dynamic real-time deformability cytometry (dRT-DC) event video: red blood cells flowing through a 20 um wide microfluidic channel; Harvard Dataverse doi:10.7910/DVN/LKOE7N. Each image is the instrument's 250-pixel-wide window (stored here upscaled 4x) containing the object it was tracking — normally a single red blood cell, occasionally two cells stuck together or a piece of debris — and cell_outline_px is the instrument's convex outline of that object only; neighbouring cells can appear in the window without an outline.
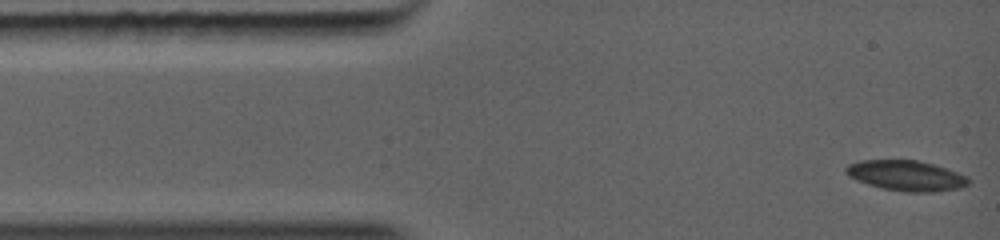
{"species": "common noctule bat (a hibernating species)", "species_latin": "Nyctalus noctula", "temperature_condition": "warm", "stored_images_in_passage": 10, "camera_frame_rate_fps": 5000, "um_per_image_px": 0.085, "animal": {"sex": "female", "body_mass_g": 19.0, "forearm_length_mm": 56.7}, "frame": {"image": 1, "passage_image": 1, "time_ms": 0.0, "image_size_px": [1000, 240], "cell_outline_px": [[972, 180], [968, 184], [960, 188], [932, 192], [904, 192], [884, 188], [868, 184], [856, 180], [848, 176], [844, 172], [844, 168], [848, 164], [860, 160], [916, 160], [932, 164], [968, 176]], "centroid_in_image_um": [77.01, 14.93], "position_along_channel_um": 8.0, "area_um2": 21.68}}
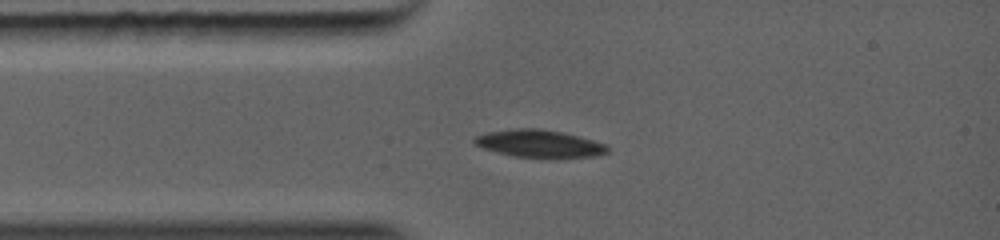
{"frame": {"image": 2, "passage_image": 6, "time_ms": 2.0, "image_size_px": [1000, 240], "cell_outline_px": [[612, 152], [600, 156], [564, 160], [540, 160], [512, 156], [480, 148], [472, 144], [472, 140], [480, 136], [496, 132], [556, 132], [604, 144], [612, 148]], "centroid_in_image_um": [45.99, 12.38], "position_along_channel_um": 39.0, "area_um2": 20.75}}
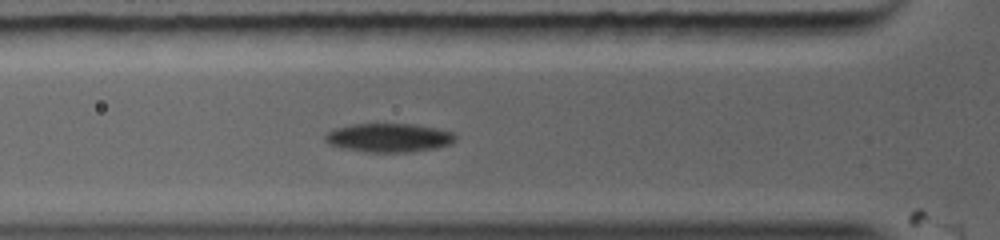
{"frame": {"image": 3, "passage_image": 9, "time_ms": 3.2, "image_size_px": [1000, 240], "cell_outline_px": [[452, 144], [436, 148], [412, 152], [364, 152], [336, 148], [328, 144], [328, 136], [332, 132], [344, 128], [364, 124], [396, 124], [428, 128], [448, 132], [452, 136]], "centroid_in_image_um": [33.03, 11.77], "position_along_channel_um": 92.8, "area_um2": 20.58}}